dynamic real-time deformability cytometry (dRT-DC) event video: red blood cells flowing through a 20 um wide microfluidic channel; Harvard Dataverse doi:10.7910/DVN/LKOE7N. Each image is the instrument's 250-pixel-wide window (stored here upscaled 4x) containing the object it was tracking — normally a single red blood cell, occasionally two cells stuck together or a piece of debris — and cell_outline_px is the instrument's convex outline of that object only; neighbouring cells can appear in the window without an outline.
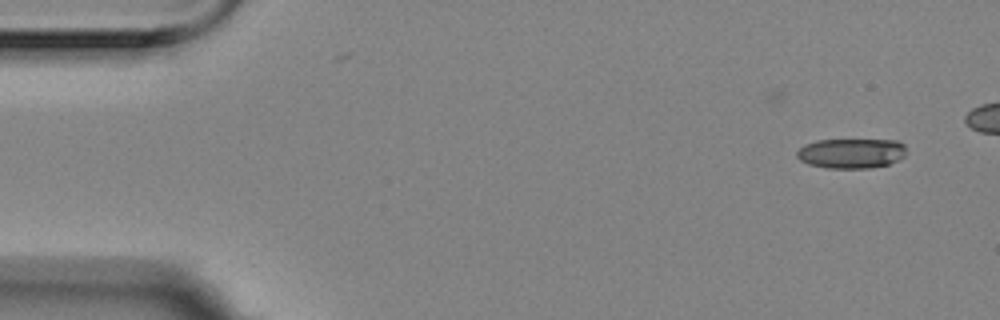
{"species": "Egyptian fruit bat (a non-hibernating species)", "species_latin": "Rousettus aegyptiacus", "temperature_condition": "room temperature", "stored_images_in_passage": 5, "camera_frame_rate_fps": 3000, "um_per_image_px": 0.085, "animal": {"sex": "female"}, "frame": {"image": 1, "passage_image": 1, "time_ms": 0.0, "image_size_px": [1000, 320], "cell_outline_px": [[904, 156], [888, 164], [872, 168], [824, 168], [808, 164], [800, 160], [796, 156], [796, 152], [804, 144], [816, 140], [896, 140], [904, 144]], "centroid_in_image_um": [72.31, 13.03], "position_along_channel_um": 12.7, "area_um2": 19.07}}